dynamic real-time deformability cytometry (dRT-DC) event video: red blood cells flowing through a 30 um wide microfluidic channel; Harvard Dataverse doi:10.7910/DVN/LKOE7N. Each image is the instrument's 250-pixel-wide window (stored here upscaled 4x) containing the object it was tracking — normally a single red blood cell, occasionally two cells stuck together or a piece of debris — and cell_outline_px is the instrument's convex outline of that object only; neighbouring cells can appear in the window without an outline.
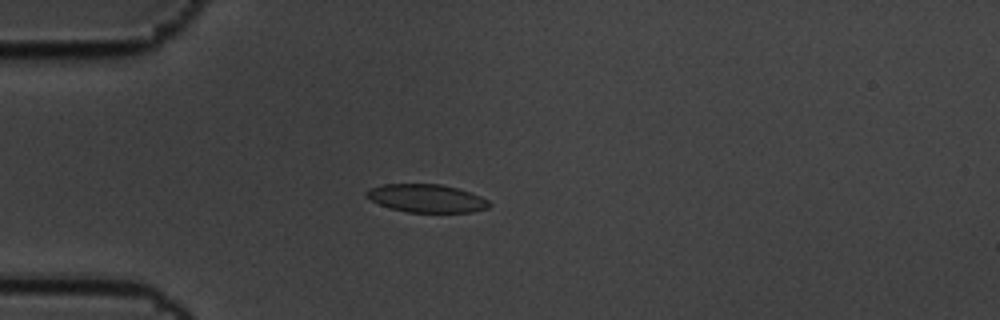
{"species": "common noctule bat (a hibernating species)", "species_latin": "Nyctalus noctula", "temperature_condition": "cold", "stored_images_in_passage": 11, "camera_frame_rate_fps": 3000, "um_per_image_px": 0.085, "animal": {"sex": "male", "body_mass_g": 19.5, "forearm_length_mm": 54.6}, "frame": {"image": 1, "passage_image": 3, "time_ms": 0.667, "image_size_px": [1000, 320], "cell_outline_px": [[492, 204], [488, 208], [472, 212], [408, 212], [392, 208], [380, 204], [372, 200], [364, 192], [372, 188], [384, 184], [440, 184], [456, 188], [480, 196], [488, 200]], "centroid_in_image_um": [36.3, 16.86], "position_along_channel_um": 48.7, "area_um2": 19.77}}
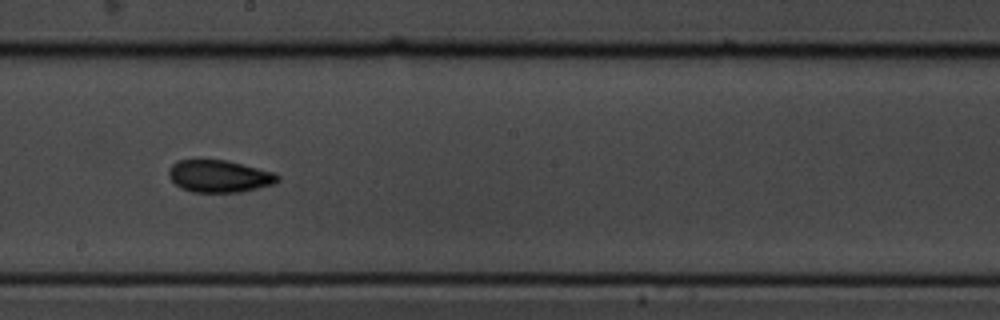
{"frame": {"image": 2, "passage_image": 8, "time_ms": 2.333, "image_size_px": [1000, 320], "cell_outline_px": [[280, 180], [272, 184], [240, 192], [192, 192], [180, 188], [168, 176], [168, 168], [176, 160], [228, 160], [276, 172], [280, 176]], "centroid_in_image_um": [18.64, 14.97], "position_along_channel_um": 229.6, "area_um2": 20.63}}
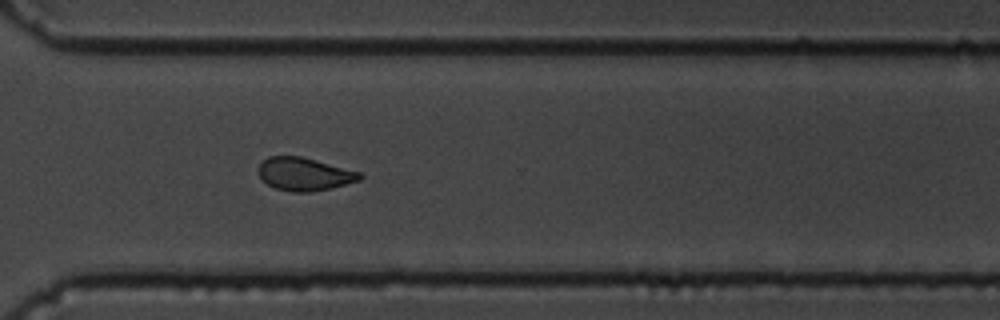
{"frame": {"image": 3, "passage_image": 11, "time_ms": 3.333, "image_size_px": [1000, 320], "cell_outline_px": [[364, 176], [360, 180], [332, 188], [312, 192], [292, 192], [276, 188], [268, 184], [260, 176], [260, 164], [268, 156], [300, 156], [360, 172]], "centroid_in_image_um": [25.9, 14.81], "position_along_channel_um": 344.7, "area_um2": 19.25}}